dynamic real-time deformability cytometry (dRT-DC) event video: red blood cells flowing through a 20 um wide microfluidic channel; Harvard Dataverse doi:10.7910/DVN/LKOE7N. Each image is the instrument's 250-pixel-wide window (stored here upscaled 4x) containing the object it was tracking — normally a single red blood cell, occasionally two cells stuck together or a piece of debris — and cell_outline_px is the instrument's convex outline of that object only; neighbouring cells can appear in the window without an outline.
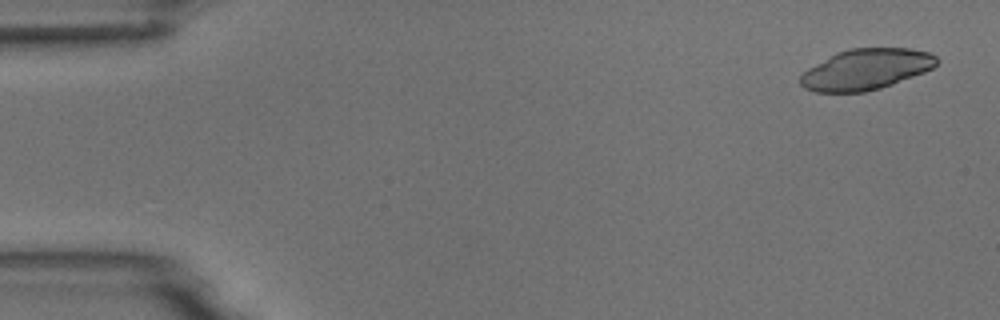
{"species": "common noctule bat (a hibernating species)", "species_latin": "Nyctalus noctula", "temperature_condition": "room temperature", "stored_images_in_passage": 5, "camera_frame_rate_fps": 3000, "um_per_image_px": 0.085, "animal": {"sex": "male", "body_mass_g": 18.8}, "frame": {"image": 1, "passage_image": 1, "time_ms": 0.0, "image_size_px": [1000, 320], "cell_outline_px": [[936, 64], [932, 68], [924, 72], [892, 84], [880, 88], [864, 92], [816, 92], [804, 88], [800, 84], [800, 76], [808, 68], [836, 52], [848, 48], [908, 48], [928, 52], [936, 56]], "centroid_in_image_um": [73.58, 5.89], "position_along_channel_um": 11.4, "area_um2": 32.25}}